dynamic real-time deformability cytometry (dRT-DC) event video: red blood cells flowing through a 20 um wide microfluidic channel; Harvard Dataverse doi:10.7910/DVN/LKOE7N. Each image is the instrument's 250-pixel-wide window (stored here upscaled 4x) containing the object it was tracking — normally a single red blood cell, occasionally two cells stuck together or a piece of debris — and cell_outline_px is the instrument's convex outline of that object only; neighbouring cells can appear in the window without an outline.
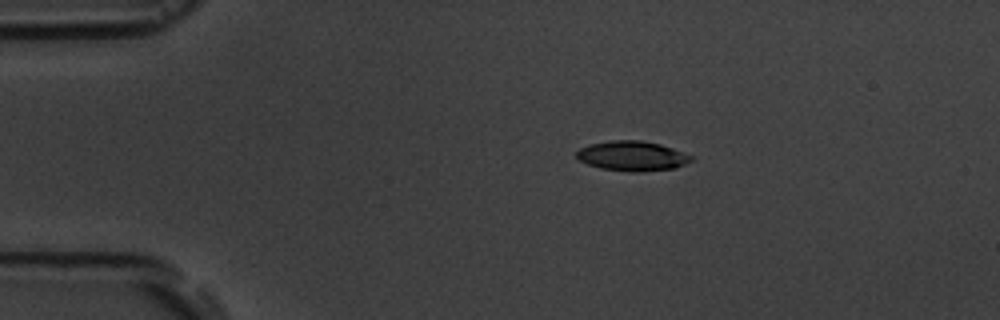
{"species": "common noctule bat (a hibernating species)", "species_latin": "Nyctalus noctula", "temperature_condition": "room temperature", "stored_images_in_passage": 2, "camera_frame_rate_fps": 3000, "um_per_image_px": 0.085, "animal": {"sex": "male", "body_mass_g": 19.5, "forearm_length_mm": 54.6}, "frame": {"image": 1, "passage_image": 1, "time_ms": 0.0, "image_size_px": [1000, 320], "cell_outline_px": [[692, 160], [676, 168], [640, 172], [600, 168], [588, 164], [580, 160], [576, 156], [576, 152], [580, 148], [588, 144], [612, 140], [640, 140], [660, 144], [672, 148], [692, 156]], "centroid_in_image_um": [53.72, 13.25], "position_along_channel_um": 31.3, "area_um2": 19.77}}